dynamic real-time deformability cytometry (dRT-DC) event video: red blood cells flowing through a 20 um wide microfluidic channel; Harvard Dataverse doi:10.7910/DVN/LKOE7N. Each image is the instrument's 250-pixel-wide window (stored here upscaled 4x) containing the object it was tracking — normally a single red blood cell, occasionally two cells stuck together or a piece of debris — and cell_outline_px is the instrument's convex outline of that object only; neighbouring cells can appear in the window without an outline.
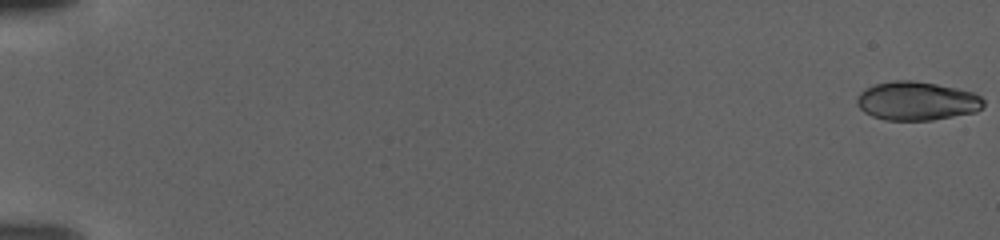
{"species": "human", "species_latin": "Homo sapiens", "temperature_condition": "warm", "stored_images_in_passage": 110, "camera_frame_rate_fps": 3000, "um_per_image_px": 0.085, "donor": {"sex": "female"}, "frame": {"image": 1, "passage_image": 1, "time_ms": 0.0, "image_size_px": [1000, 240], "cell_outline_px": [[984, 104], [976, 112], [932, 120], [884, 120], [872, 116], [864, 112], [856, 104], [856, 100], [860, 92], [864, 88], [876, 84], [896, 80], [912, 80], [936, 84], [976, 92], [984, 100]], "centroid_in_image_um": [77.92, 8.58], "position_along_channel_um": 7.1, "area_um2": 28.67}}
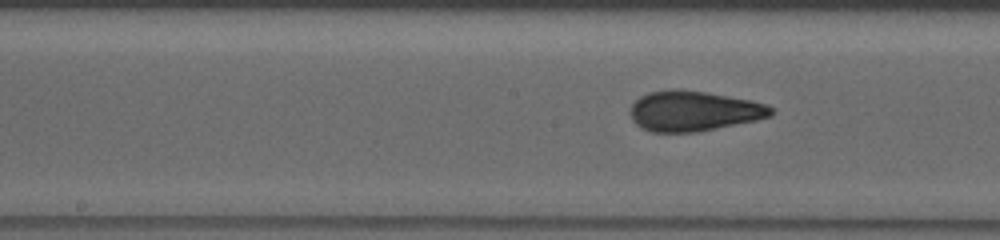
{"frame": {"image": 2, "passage_image": 60, "time_ms": 19.667, "image_size_px": [1000, 240], "cell_outline_px": [[776, 112], [772, 116], [756, 120], [696, 132], [652, 132], [640, 128], [632, 120], [628, 112], [632, 104], [640, 96], [648, 92], [672, 88], [680, 88], [752, 100], [768, 104]], "centroid_in_image_um": [58.94, 9.43], "position_along_channel_um": 189.3, "area_um2": 33.35}}
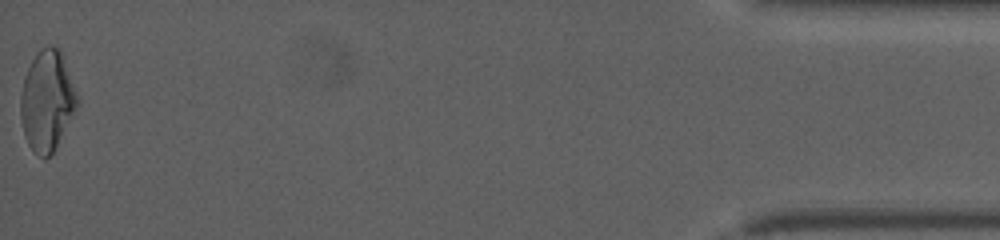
{"frame": {"image": 3, "passage_image": 110, "time_ms": 36.333, "image_size_px": [1000, 240], "cell_outline_px": [[80, 104], [52, 152], [44, 160], [28, 144], [24, 136], [20, 116], [20, 96], [24, 76], [36, 52], [40, 48], [48, 44], [56, 44], [60, 48], [80, 96]], "centroid_in_image_um": [4.03, 8.49], "position_along_channel_um": 431.2, "area_um2": 33.76}}